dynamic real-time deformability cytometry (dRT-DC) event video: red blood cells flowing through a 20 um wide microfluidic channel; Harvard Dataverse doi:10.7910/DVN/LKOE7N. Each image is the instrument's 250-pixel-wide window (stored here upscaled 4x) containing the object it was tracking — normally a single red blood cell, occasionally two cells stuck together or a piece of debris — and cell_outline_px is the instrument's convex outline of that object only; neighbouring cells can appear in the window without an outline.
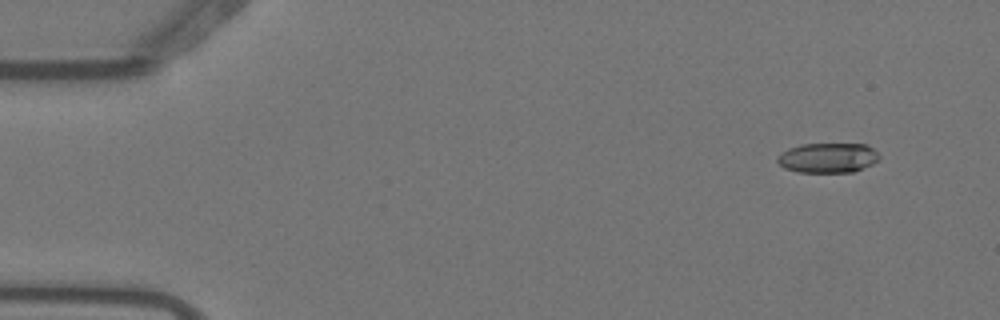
{"species": "Egyptian fruit bat (a non-hibernating species)", "species_latin": "Rousettus aegyptiacus", "temperature_condition": "warm", "stored_images_in_passage": 4, "camera_frame_rate_fps": 3000, "um_per_image_px": 0.085, "animal": {"sex": "female"}, "frame": {"image": 1, "passage_image": 1, "time_ms": 0.0, "image_size_px": [1000, 320], "cell_outline_px": [[880, 156], [872, 164], [852, 172], [800, 172], [784, 168], [776, 160], [776, 156], [780, 152], [788, 148], [800, 144], [868, 144]], "centroid_in_image_um": [70.32, 13.4], "position_along_channel_um": 14.7, "area_um2": 17.74}}
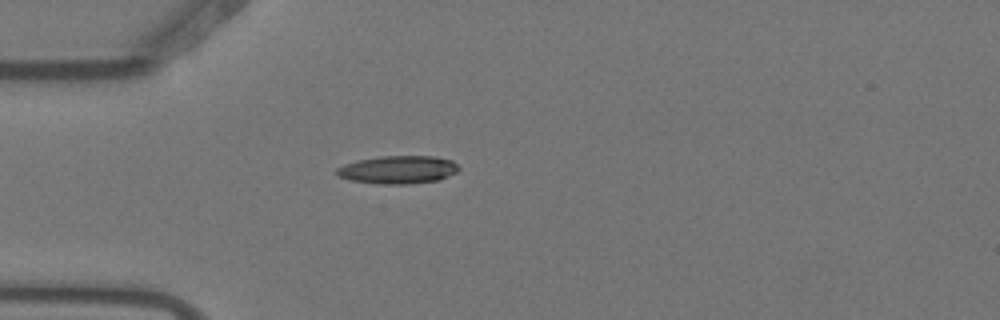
{"frame": {"image": 2, "passage_image": 4, "time_ms": 1.0, "image_size_px": [1000, 320], "cell_outline_px": [[460, 168], [456, 172], [440, 180], [408, 184], [376, 184], [352, 180], [340, 176], [336, 172], [336, 168], [344, 164], [360, 160], [380, 156], [436, 156], [452, 160]], "centroid_in_image_um": [33.87, 14.42], "position_along_channel_um": 51.1, "area_um2": 19.88}}